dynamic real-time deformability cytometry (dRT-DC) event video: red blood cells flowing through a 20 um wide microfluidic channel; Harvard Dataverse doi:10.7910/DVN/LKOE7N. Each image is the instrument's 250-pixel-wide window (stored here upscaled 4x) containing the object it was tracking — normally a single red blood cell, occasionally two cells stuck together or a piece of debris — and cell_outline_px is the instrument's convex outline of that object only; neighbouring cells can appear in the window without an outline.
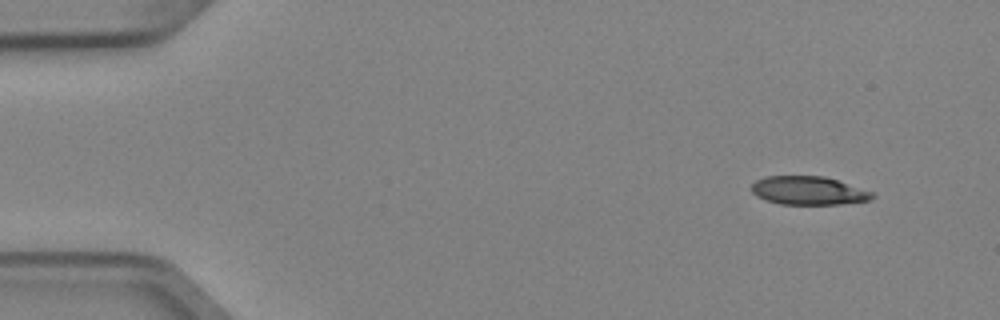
{"species": "Egyptian fruit bat (a non-hibernating species)", "species_latin": "Rousettus aegyptiacus", "temperature_condition": "cold", "stored_images_in_passage": 3, "camera_frame_rate_fps": 3000, "um_per_image_px": 0.085, "animal": {"sex": "female"}, "frame": {"image": 1, "passage_image": 1, "time_ms": 0.0, "image_size_px": [1000, 320], "cell_outline_px": [[876, 196], [872, 200], [840, 204], [780, 204], [764, 200], [756, 196], [752, 192], [752, 184], [756, 180], [764, 176], [824, 176], [872, 192]], "centroid_in_image_um": [68.69, 16.21], "position_along_channel_um": 16.3, "area_um2": 20.0}}